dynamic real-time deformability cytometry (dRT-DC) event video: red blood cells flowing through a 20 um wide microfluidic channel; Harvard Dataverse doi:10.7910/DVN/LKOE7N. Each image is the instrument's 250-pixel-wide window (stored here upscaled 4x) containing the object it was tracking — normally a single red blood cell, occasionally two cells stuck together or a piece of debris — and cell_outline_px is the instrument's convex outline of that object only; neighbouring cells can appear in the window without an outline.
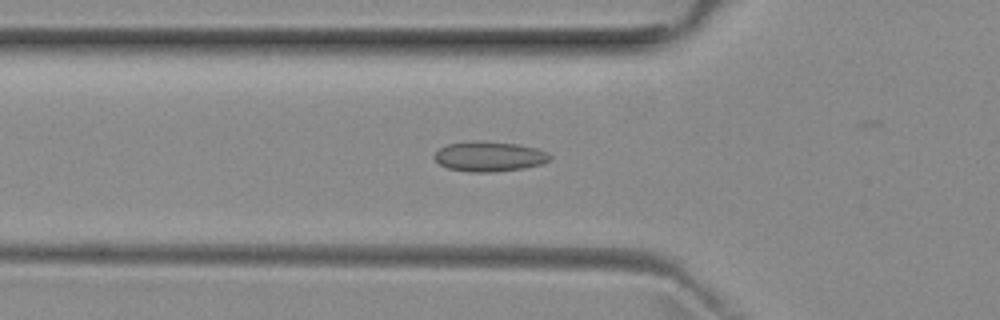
{"species": "common noctule bat (a hibernating species)", "species_latin": "Nyctalus noctula", "temperature_condition": "room temperature", "stored_images_in_passage": 45, "camera_frame_rate_fps": 3000, "um_per_image_px": 0.085, "animal": {"sex": "female", "body_mass_g": 29.2, "forearm_length_mm": 56.3}, "frame": {"image": 1, "passage_image": 11, "time_ms": 3.333, "image_size_px": [1000, 320], "cell_outline_px": [[552, 160], [540, 164], [524, 168], [492, 172], [468, 172], [448, 168], [440, 164], [432, 156], [440, 148], [448, 144], [480, 140], [516, 144], [536, 148], [548, 152], [552, 156]], "centroid_in_image_um": [41.6, 13.3], "position_along_channel_um": 84.2, "area_um2": 20.23}}
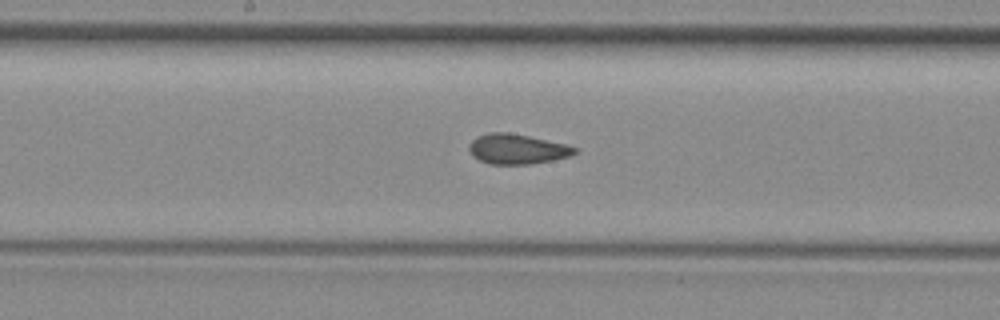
{"frame": {"image": 2, "passage_image": 20, "time_ms": 6.333, "image_size_px": [1000, 320], "cell_outline_px": [[576, 152], [572, 156], [532, 164], [488, 164], [472, 156], [468, 148], [468, 144], [476, 136], [488, 132], [508, 132], [528, 136], [564, 144], [576, 148]], "centroid_in_image_um": [43.9, 12.67], "position_along_channel_um": 204.3, "area_um2": 18.5}}
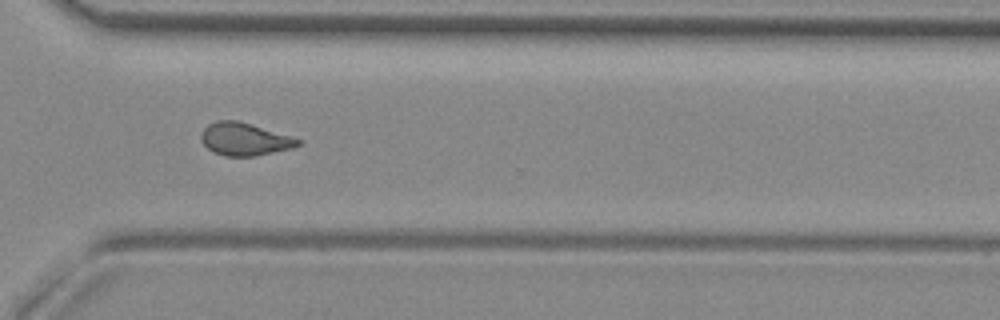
{"frame": {"image": 3, "passage_image": 31, "time_ms": 10.0, "image_size_px": [1000, 320], "cell_outline_px": [[304, 140], [300, 144], [292, 148], [256, 156], [224, 156], [212, 152], [200, 140], [200, 136], [204, 128], [208, 124], [216, 120], [236, 120], [292, 136]], "centroid_in_image_um": [20.78, 11.83], "position_along_channel_um": 349.8, "area_um2": 18.55}, "authors_computed_cell_mechanics": {"area_um2": 18.5538, "velocity_mm_per_s": 3.977, "shape_relaxation_time_tau1_ms": null, "shape_relaxation_time_tau2_ms": 1.992, "deformation_change_tau1": null, "deformation_change_tau2": 0.0915}}